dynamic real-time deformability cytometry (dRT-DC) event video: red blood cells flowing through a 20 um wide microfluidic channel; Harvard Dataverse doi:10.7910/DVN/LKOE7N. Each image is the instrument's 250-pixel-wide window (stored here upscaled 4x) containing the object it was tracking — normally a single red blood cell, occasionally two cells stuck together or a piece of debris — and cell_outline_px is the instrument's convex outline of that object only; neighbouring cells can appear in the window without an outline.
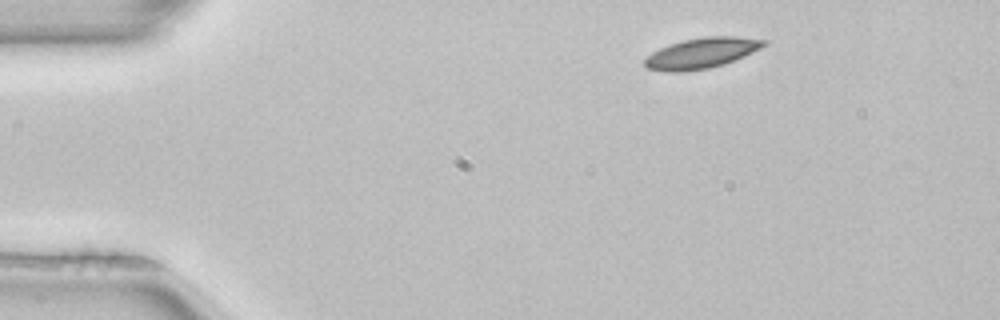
{"species": "common noctule bat (a hibernating species)", "species_latin": "Nyctalus noctula", "temperature_condition": "room temperature", "stored_images_in_passage": 2, "camera_frame_rate_fps": 3000, "um_per_image_px": 0.085, "animal": {"sex": "female", "body_mass_g": 22.7, "forearm_length_mm": 54.2}, "frame": {"image": 1, "passage_image": 1, "time_ms": 0.0, "image_size_px": [1000, 320], "cell_outline_px": [[768, 44], [744, 56], [724, 64], [708, 68], [680, 72], [664, 72], [648, 68], [644, 64], [644, 60], [652, 52], [660, 48], [684, 40], [704, 36], [736, 36], [768, 40]], "centroid_in_image_um": [59.65, 4.51], "position_along_channel_um": 25.3, "area_um2": 21.1}}